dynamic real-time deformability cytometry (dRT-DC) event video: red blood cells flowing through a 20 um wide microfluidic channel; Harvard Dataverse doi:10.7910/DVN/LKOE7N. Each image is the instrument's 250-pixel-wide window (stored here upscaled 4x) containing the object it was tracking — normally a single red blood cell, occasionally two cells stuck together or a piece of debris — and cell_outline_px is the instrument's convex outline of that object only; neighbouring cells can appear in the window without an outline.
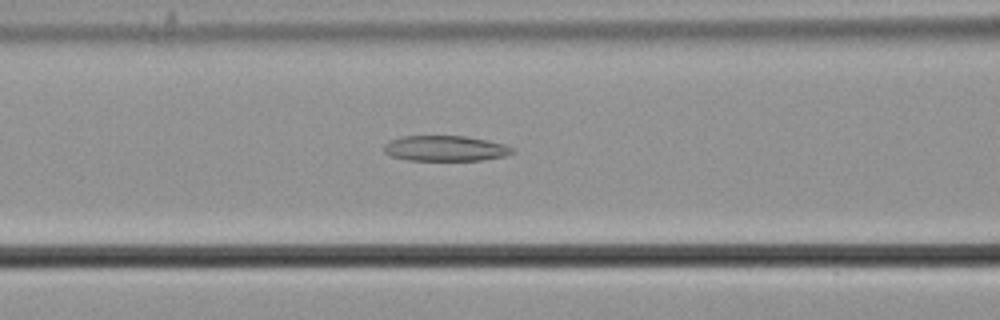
{"species": "common noctule bat (a hibernating species)", "species_latin": "Nyctalus noctula", "temperature_condition": "cold", "stored_images_in_passage": 47, "camera_frame_rate_fps": 3000, "um_per_image_px": 0.085, "animal": {"sex": "male", "body_mass_g": 21.5, "forearm_length_mm": 52.0}, "frame": {"image": 1, "passage_image": 21, "time_ms": 6.667, "image_size_px": [1000, 320], "cell_outline_px": [[516, 152], [504, 156], [484, 160], [408, 160], [392, 156], [384, 152], [384, 144], [388, 140], [400, 136], [464, 136], [488, 140], [504, 144], [516, 148]], "centroid_in_image_um": [37.87, 12.61], "position_along_channel_um": 128.7, "area_um2": 19.25}}
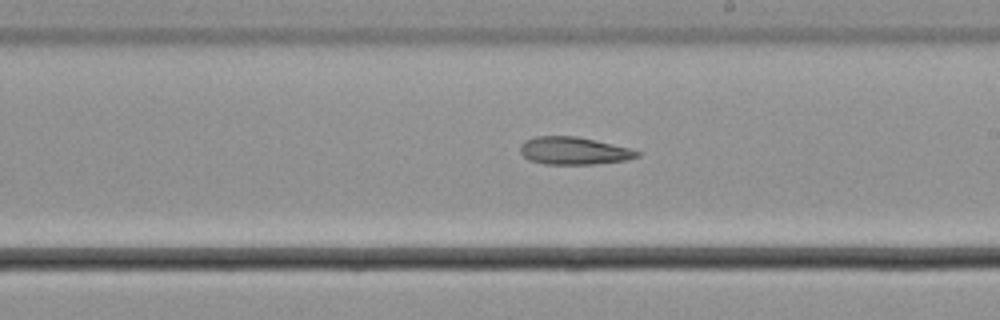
{"frame": {"image": 2, "passage_image": 30, "time_ms": 9.667, "image_size_px": [1000, 320], "cell_outline_px": [[640, 156], [624, 160], [592, 164], [544, 164], [528, 160], [520, 152], [520, 144], [524, 140], [536, 136], [576, 136], [628, 148], [640, 152]], "centroid_in_image_um": [48.7, 12.82], "position_along_channel_um": 240.3, "area_um2": 18.61}}
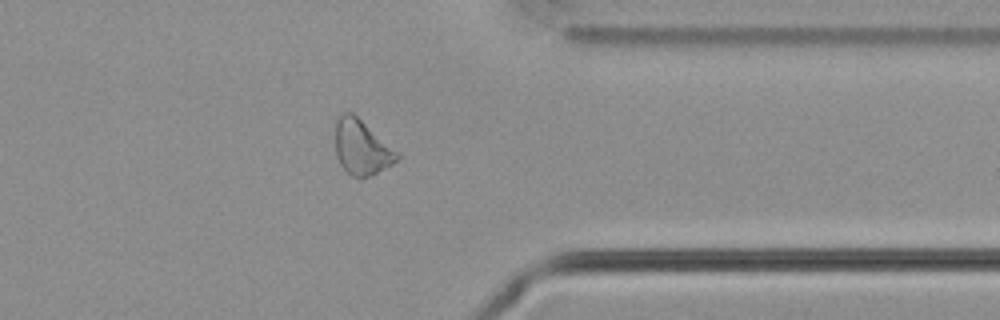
{"frame": {"image": 3, "passage_image": 42, "time_ms": 13.667, "image_size_px": [1000, 320], "cell_outline_px": [[400, 156], [392, 164], [372, 176], [360, 180], [352, 176], [340, 164], [336, 156], [332, 124], [336, 116], [344, 112], [352, 112], [400, 152]], "centroid_in_image_um": [30.69, 12.5], "position_along_channel_um": 380.7, "area_um2": 20.63}}